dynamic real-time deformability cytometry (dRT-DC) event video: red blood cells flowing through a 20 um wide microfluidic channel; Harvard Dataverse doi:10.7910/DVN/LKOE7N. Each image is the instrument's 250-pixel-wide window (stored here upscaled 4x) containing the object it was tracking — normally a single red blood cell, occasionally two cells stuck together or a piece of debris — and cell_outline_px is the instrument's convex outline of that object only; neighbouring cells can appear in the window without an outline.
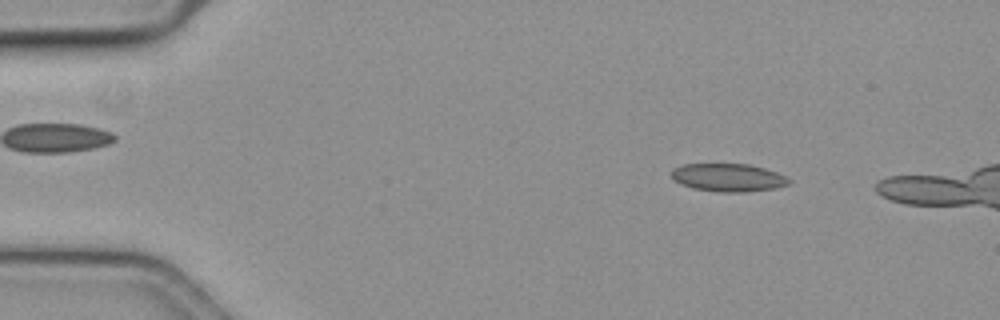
{"species": "common noctule bat (a hibernating species)", "species_latin": "Nyctalus noctula", "temperature_condition": "cold", "stored_images_in_passage": 14, "camera_frame_rate_fps": 3000, "um_per_image_px": 0.085, "animal": {"sex": "female", "body_mass_g": 19.3, "forearm_length_mm": 54.1}, "frame": {"image": 1, "passage_image": 8, "time_ms": 2.333, "image_size_px": [1000, 320], "cell_outline_px": [[792, 180], [788, 184], [776, 188], [744, 192], [720, 192], [692, 188], [680, 184], [672, 176], [672, 172], [676, 168], [684, 164], [748, 164], [764, 168], [776, 172]], "centroid_in_image_um": [61.92, 15.1], "position_along_channel_um": 23.1, "area_um2": 18.96}}